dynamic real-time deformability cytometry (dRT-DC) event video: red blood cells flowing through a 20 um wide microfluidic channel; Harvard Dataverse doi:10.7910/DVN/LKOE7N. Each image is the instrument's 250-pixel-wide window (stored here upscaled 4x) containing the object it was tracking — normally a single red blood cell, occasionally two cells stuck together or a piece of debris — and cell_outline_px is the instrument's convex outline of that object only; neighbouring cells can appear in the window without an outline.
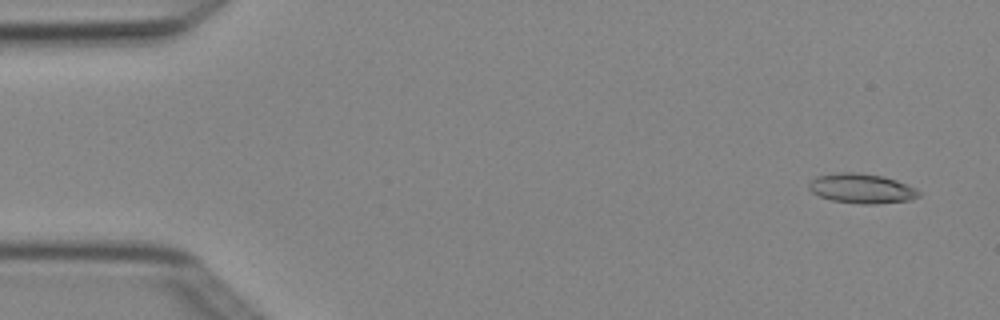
{"species": "Egyptian fruit bat (a non-hibernating species)", "species_latin": "Rousettus aegyptiacus", "temperature_condition": "cold", "stored_images_in_passage": 4, "camera_frame_rate_fps": 3000, "um_per_image_px": 0.085, "animal": {"sex": "female"}, "frame": {"image": 1, "passage_image": 4, "time_ms": 1.0, "image_size_px": [1000, 320], "cell_outline_px": [[920, 196], [912, 200], [876, 204], [860, 204], [832, 200], [820, 196], [812, 192], [808, 188], [808, 184], [816, 176], [836, 172], [856, 172], [884, 176], [896, 180], [916, 188], [920, 192]], "centroid_in_image_um": [73.25, 16.02], "position_along_channel_um": 11.7, "area_um2": 19.19}}